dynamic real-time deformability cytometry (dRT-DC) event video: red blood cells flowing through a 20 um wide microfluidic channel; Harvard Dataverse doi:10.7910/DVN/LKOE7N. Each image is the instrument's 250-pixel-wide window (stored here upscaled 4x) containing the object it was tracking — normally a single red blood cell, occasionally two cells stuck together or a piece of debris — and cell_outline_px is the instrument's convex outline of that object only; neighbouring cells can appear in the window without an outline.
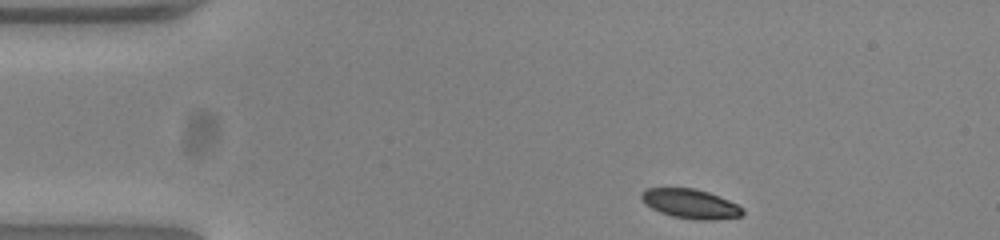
{"species": "common noctule bat (a hibernating species)", "species_latin": "Nyctalus noctula", "temperature_condition": "warm", "stored_images_in_passage": 46, "camera_frame_rate_fps": 3000, "um_per_image_px": 0.085, "animal": {"sex": "female", "body_mass_g": 23.0, "forearm_length_mm": 53.4}, "frame": {"image": 1, "passage_image": 1, "time_ms": 0.0, "image_size_px": [1000, 240], "cell_outline_px": [[744, 212], [740, 216], [712, 220], [696, 220], [672, 216], [660, 212], [652, 208], [640, 196], [640, 192], [648, 188], [696, 188], [708, 192], [728, 200], [744, 208]], "centroid_in_image_um": [58.7, 17.32], "position_along_channel_um": 26.3, "area_um2": 17.17}}
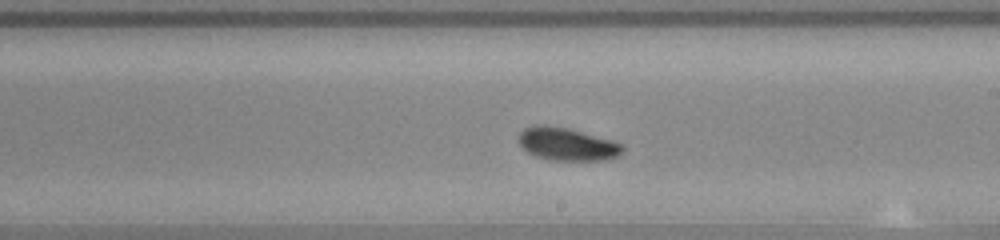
{"frame": {"image": 2, "passage_image": 23, "time_ms": 7.333, "image_size_px": [1000, 240], "cell_outline_px": [[624, 148], [616, 156], [608, 160], [552, 160], [536, 156], [528, 152], [516, 140], [520, 132], [524, 128], [532, 124], [544, 124], [568, 128], [612, 140], [624, 144]], "centroid_in_image_um": [48.17, 12.23], "position_along_channel_um": 240.8, "area_um2": 20.0}}
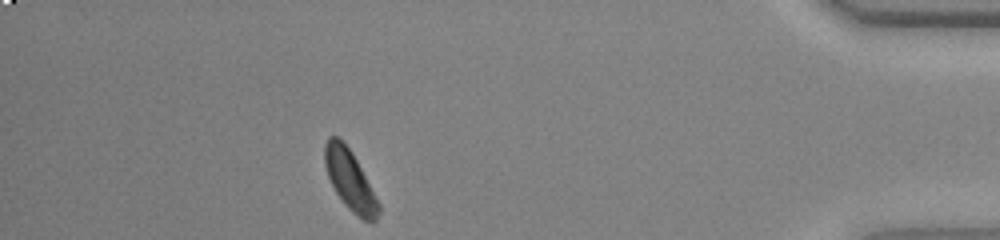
{"frame": {"image": 3, "passage_image": 40, "time_ms": 13.0, "image_size_px": [1000, 240], "cell_outline_px": [[380, 212], [376, 220], [372, 224], [364, 220], [352, 212], [348, 208], [336, 192], [328, 176], [324, 164], [324, 144], [328, 136], [336, 136], [352, 152], [380, 204]], "centroid_in_image_um": [29.75, 15.33], "position_along_channel_um": 405.5, "area_um2": 18.61}, "authors_computed_cell_mechanics": {"area_um2": 18.8428, "velocity_mm_per_s": 3.8148, "shape_relaxation_time_tau1_ms": 3.1473, "shape_relaxation_time_tau2_ms": null, "deformation_change_tau1": 0.1044, "deformation_change_tau2": null}}